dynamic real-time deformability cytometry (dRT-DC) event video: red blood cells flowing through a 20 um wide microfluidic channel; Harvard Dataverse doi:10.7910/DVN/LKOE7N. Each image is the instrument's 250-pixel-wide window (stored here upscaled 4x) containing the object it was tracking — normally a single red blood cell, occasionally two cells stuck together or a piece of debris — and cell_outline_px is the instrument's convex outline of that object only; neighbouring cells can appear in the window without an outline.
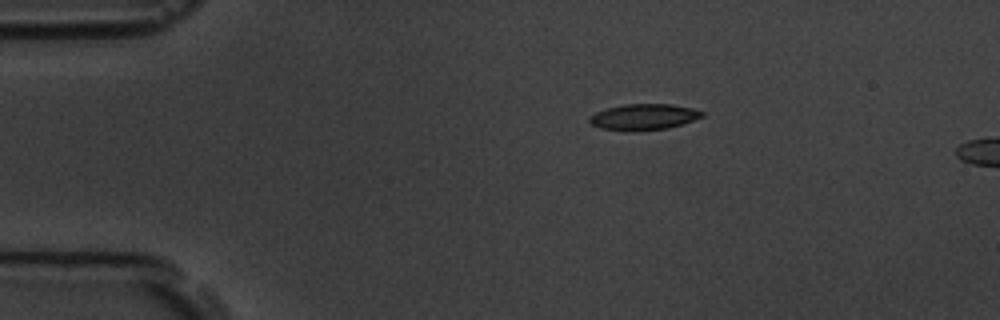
{"species": "common noctule bat (a hibernating species)", "species_latin": "Nyctalus noctula", "temperature_condition": "room temperature", "stored_images_in_passage": 3, "camera_frame_rate_fps": 3000, "um_per_image_px": 0.085, "animal": {"sex": "male", "body_mass_g": 19.5, "forearm_length_mm": 54.6}, "frame": {"image": 1, "passage_image": 1, "time_ms": 0.0, "image_size_px": [1000, 320], "cell_outline_px": [[704, 116], [668, 128], [640, 132], [632, 132], [600, 128], [592, 124], [588, 120], [588, 116], [596, 112], [608, 108], [624, 104], [672, 104], [692, 108], [704, 112]], "centroid_in_image_um": [54.69, 9.95], "position_along_channel_um": 30.3, "area_um2": 17.22}}